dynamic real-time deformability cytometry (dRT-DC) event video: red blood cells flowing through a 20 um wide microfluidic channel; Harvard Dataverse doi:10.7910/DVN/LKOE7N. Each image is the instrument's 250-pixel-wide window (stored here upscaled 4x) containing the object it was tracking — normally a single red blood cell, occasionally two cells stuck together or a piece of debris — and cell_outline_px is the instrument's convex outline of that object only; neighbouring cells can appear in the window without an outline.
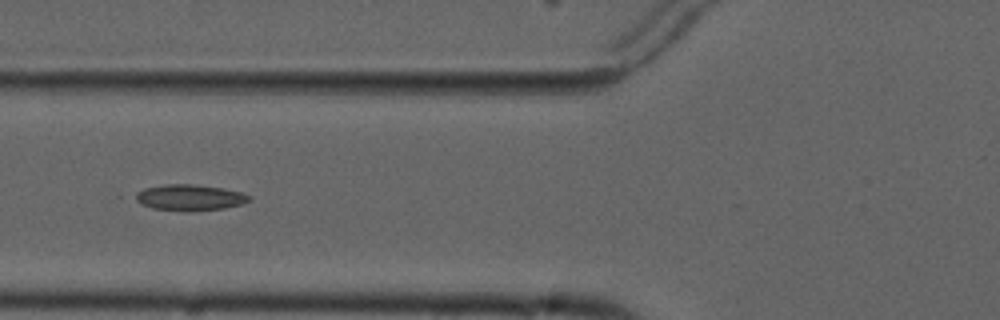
{"species": "common noctule bat (a hibernating species)", "species_latin": "Nyctalus noctula", "temperature_condition": "cold", "stored_images_in_passage": 5, "camera_frame_rate_fps": 3000, "um_per_image_px": 0.085, "animal": {"sex": "male", "forearm_length_mm": 52.5}, "frame": {"image": 1, "passage_image": 5, "time_ms": 5.333, "image_size_px": [1000, 320], "cell_outline_px": [[252, 200], [244, 204], [224, 208], [192, 212], [184, 212], [152, 208], [140, 204], [128, 196], [144, 188], [164, 184], [192, 184], [220, 188], [240, 192], [252, 196]], "centroid_in_image_um": [16.06, 16.81], "position_along_channel_um": 109.7, "area_um2": 17.8}}